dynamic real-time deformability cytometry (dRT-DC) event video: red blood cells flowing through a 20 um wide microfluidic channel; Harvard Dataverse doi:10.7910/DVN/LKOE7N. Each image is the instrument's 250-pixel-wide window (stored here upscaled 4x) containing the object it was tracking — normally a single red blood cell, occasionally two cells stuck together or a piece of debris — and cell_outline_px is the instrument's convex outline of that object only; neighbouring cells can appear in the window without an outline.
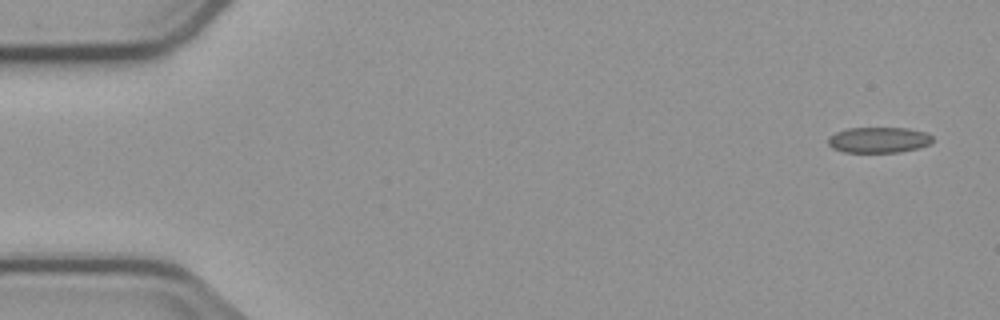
{"species": "common noctule bat (a hibernating species)", "species_latin": "Nyctalus noctula", "temperature_condition": "cold", "stored_images_in_passage": 5, "camera_frame_rate_fps": 3000, "um_per_image_px": 0.085, "animal": {"sex": "male", "body_mass_g": 23.1, "forearm_length_mm": 52.7}, "frame": {"image": 1, "passage_image": 1, "time_ms": 0.0, "image_size_px": [1000, 320], "cell_outline_px": [[932, 140], [928, 144], [916, 148], [900, 152], [844, 152], [832, 148], [828, 144], [828, 136], [836, 132], [848, 128], [908, 128], [924, 132], [932, 136]], "centroid_in_image_um": [74.64, 11.89], "position_along_channel_um": 10.4, "area_um2": 15.55}}
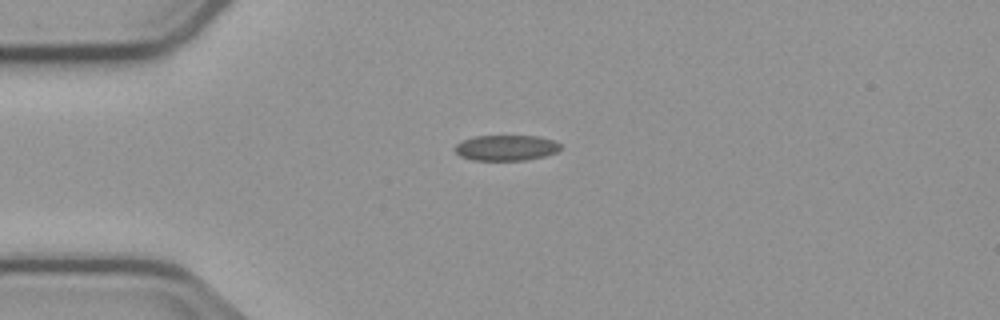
{"frame": {"image": 2, "passage_image": 4, "time_ms": 3.667, "image_size_px": [1000, 320], "cell_outline_px": [[560, 148], [556, 152], [544, 156], [528, 160], [472, 160], [460, 156], [452, 148], [456, 144], [464, 140], [476, 136], [540, 136], [556, 140], [560, 144]], "centroid_in_image_um": [43.03, 12.56], "position_along_channel_um": 42.0, "area_um2": 15.84}}